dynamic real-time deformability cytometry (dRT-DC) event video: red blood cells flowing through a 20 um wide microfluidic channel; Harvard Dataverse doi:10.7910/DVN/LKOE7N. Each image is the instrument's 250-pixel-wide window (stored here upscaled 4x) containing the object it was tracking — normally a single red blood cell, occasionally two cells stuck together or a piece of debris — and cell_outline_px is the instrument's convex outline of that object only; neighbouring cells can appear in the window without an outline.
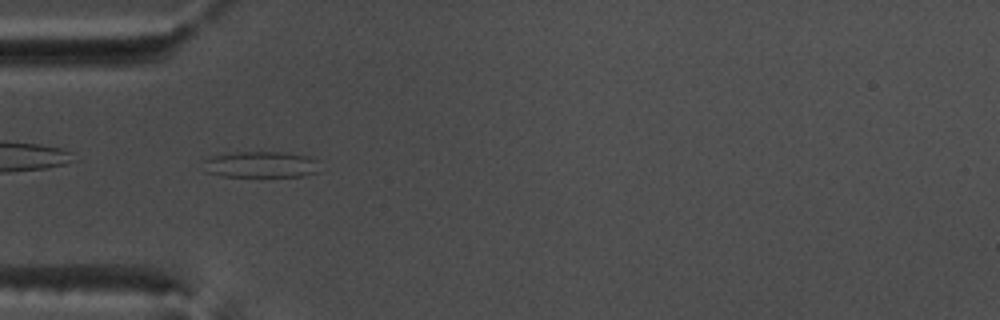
{"species": "common noctule bat (a hibernating species)", "species_latin": "Nyctalus noctula", "temperature_condition": "warm", "stored_images_in_passage": 38, "camera_frame_rate_fps": 3000, "um_per_image_px": 0.085, "animal": {"sex": "male", "body_mass_g": 17.5, "forearm_length_mm": 52.3}, "frame": {"image": 1, "passage_image": 2, "time_ms": 0.333, "image_size_px": [1000, 320], "cell_outline_px": [[320, 172], [304, 176], [220, 176], [204, 172], [204, 160], [212, 156], [236, 152], [284, 152], [304, 156], [316, 160]], "centroid_in_image_um": [22.15, 13.99], "position_along_channel_um": 62.8, "area_um2": 17.74}}
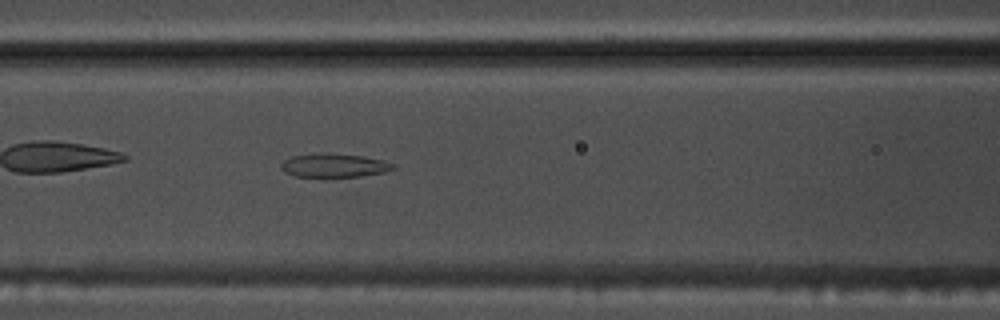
{"frame": {"image": 2, "passage_image": 8, "time_ms": 2.333, "image_size_px": [1000, 320], "cell_outline_px": [[396, 168], [384, 172], [360, 176], [324, 180], [296, 176], [284, 172], [280, 168], [280, 164], [284, 160], [292, 156], [320, 152], [324, 152], [364, 156], [384, 160], [392, 164]], "centroid_in_image_um": [28.34, 14.1], "position_along_channel_um": 138.3, "area_um2": 16.36}}
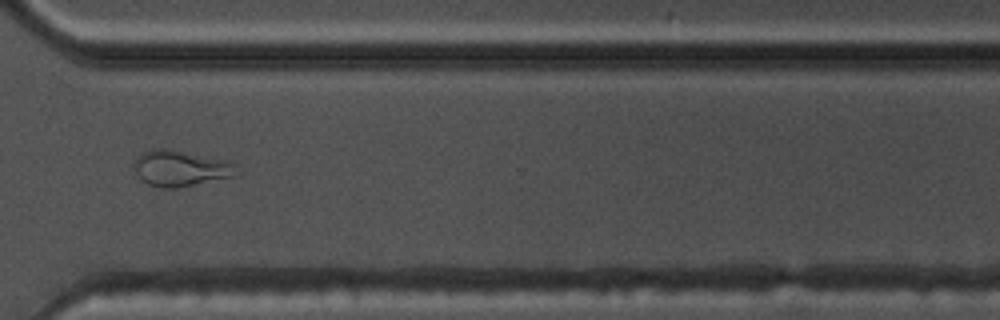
{"frame": {"image": 3, "passage_image": 25, "time_ms": 8.0, "image_size_px": [1000, 320], "cell_outline_px": [[232, 176], [176, 188], [160, 188], [148, 184], [140, 180], [132, 168], [136, 160], [144, 152], [152, 148], [168, 148], [232, 164]], "centroid_in_image_um": [15.14, 14.33], "position_along_channel_um": 355.5, "area_um2": 20.4}, "authors_computed_cell_mechanics": {"area_um2": 17.2822, "velocity_mm_per_s": 3.8386, "shape_relaxation_time_tau1_ms": null, "shape_relaxation_time_tau2_ms": 1.1701, "deformation_change_tau1": null, "deformation_change_tau2": 0.0857}}